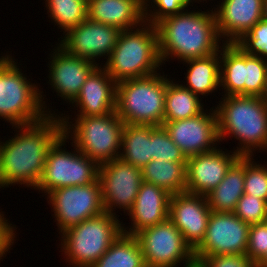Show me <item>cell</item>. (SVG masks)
<instances>
[{"label":"cell","instance_id":"1","mask_svg":"<svg viewBox=\"0 0 267 267\" xmlns=\"http://www.w3.org/2000/svg\"><path fill=\"white\" fill-rule=\"evenodd\" d=\"M14 135L0 137V185L2 189L17 186L35 190L45 166L50 147L63 134L58 115H47L41 121L12 126ZM7 139V140H5ZM23 185V186H22Z\"/></svg>","mask_w":267,"mask_h":267},{"label":"cell","instance_id":"2","mask_svg":"<svg viewBox=\"0 0 267 267\" xmlns=\"http://www.w3.org/2000/svg\"><path fill=\"white\" fill-rule=\"evenodd\" d=\"M204 7L199 5L187 8L155 25L163 67L168 62L170 64L177 60L181 64L185 60L206 57L220 51L224 42L218 33L214 8H210V5L208 9Z\"/></svg>","mask_w":267,"mask_h":267},{"label":"cell","instance_id":"3","mask_svg":"<svg viewBox=\"0 0 267 267\" xmlns=\"http://www.w3.org/2000/svg\"><path fill=\"white\" fill-rule=\"evenodd\" d=\"M5 52L0 54V119L4 125L5 122L9 123H6L7 128L27 125L41 121L47 115H58L60 111L56 106L48 103L45 87L41 88L36 80L33 83L32 76L30 79L27 73L24 74L26 67L22 66L23 61L15 59L17 55L12 54V49Z\"/></svg>","mask_w":267,"mask_h":267},{"label":"cell","instance_id":"4","mask_svg":"<svg viewBox=\"0 0 267 267\" xmlns=\"http://www.w3.org/2000/svg\"><path fill=\"white\" fill-rule=\"evenodd\" d=\"M218 100L217 102L216 99L214 109L220 142L225 144V141L234 139L236 147L232 150L240 156H257L258 153L260 156L265 153L266 156L267 104L263 99L230 95L221 96Z\"/></svg>","mask_w":267,"mask_h":267},{"label":"cell","instance_id":"5","mask_svg":"<svg viewBox=\"0 0 267 267\" xmlns=\"http://www.w3.org/2000/svg\"><path fill=\"white\" fill-rule=\"evenodd\" d=\"M102 66L116 83L161 71L163 64L156 26L144 22L139 27L121 31L115 47Z\"/></svg>","mask_w":267,"mask_h":267},{"label":"cell","instance_id":"6","mask_svg":"<svg viewBox=\"0 0 267 267\" xmlns=\"http://www.w3.org/2000/svg\"><path fill=\"white\" fill-rule=\"evenodd\" d=\"M122 233V219L104 212L65 230L57 249L67 267H91Z\"/></svg>","mask_w":267,"mask_h":267},{"label":"cell","instance_id":"7","mask_svg":"<svg viewBox=\"0 0 267 267\" xmlns=\"http://www.w3.org/2000/svg\"><path fill=\"white\" fill-rule=\"evenodd\" d=\"M164 72L117 82L116 113L124 124L163 126L168 84Z\"/></svg>","mask_w":267,"mask_h":267},{"label":"cell","instance_id":"8","mask_svg":"<svg viewBox=\"0 0 267 267\" xmlns=\"http://www.w3.org/2000/svg\"><path fill=\"white\" fill-rule=\"evenodd\" d=\"M63 134L99 165L119 158L124 122L116 111L107 115L59 117Z\"/></svg>","mask_w":267,"mask_h":267},{"label":"cell","instance_id":"9","mask_svg":"<svg viewBox=\"0 0 267 267\" xmlns=\"http://www.w3.org/2000/svg\"><path fill=\"white\" fill-rule=\"evenodd\" d=\"M70 145L71 150L67 149ZM99 178V164L80 152L62 134L50 147L42 177L35 192L44 198L52 190L68 186H86Z\"/></svg>","mask_w":267,"mask_h":267},{"label":"cell","instance_id":"10","mask_svg":"<svg viewBox=\"0 0 267 267\" xmlns=\"http://www.w3.org/2000/svg\"><path fill=\"white\" fill-rule=\"evenodd\" d=\"M267 81V59L245 53L235 43L220 48V96L262 97Z\"/></svg>","mask_w":267,"mask_h":267},{"label":"cell","instance_id":"11","mask_svg":"<svg viewBox=\"0 0 267 267\" xmlns=\"http://www.w3.org/2000/svg\"><path fill=\"white\" fill-rule=\"evenodd\" d=\"M44 199L51 208L56 236L86 219L105 212L99 179L86 186L61 187L49 192Z\"/></svg>","mask_w":267,"mask_h":267},{"label":"cell","instance_id":"12","mask_svg":"<svg viewBox=\"0 0 267 267\" xmlns=\"http://www.w3.org/2000/svg\"><path fill=\"white\" fill-rule=\"evenodd\" d=\"M146 267H196L193 249L168 218L135 235Z\"/></svg>","mask_w":267,"mask_h":267},{"label":"cell","instance_id":"13","mask_svg":"<svg viewBox=\"0 0 267 267\" xmlns=\"http://www.w3.org/2000/svg\"><path fill=\"white\" fill-rule=\"evenodd\" d=\"M98 179L105 212L124 219L143 183L142 170L117 158L99 165Z\"/></svg>","mask_w":267,"mask_h":267},{"label":"cell","instance_id":"14","mask_svg":"<svg viewBox=\"0 0 267 267\" xmlns=\"http://www.w3.org/2000/svg\"><path fill=\"white\" fill-rule=\"evenodd\" d=\"M250 225L233 212L211 211L206 235L194 250L196 264L205 256L247 252Z\"/></svg>","mask_w":267,"mask_h":267},{"label":"cell","instance_id":"15","mask_svg":"<svg viewBox=\"0 0 267 267\" xmlns=\"http://www.w3.org/2000/svg\"><path fill=\"white\" fill-rule=\"evenodd\" d=\"M120 32L117 27L87 17L78 26L61 35L56 43L70 55L88 59L101 66L109 58Z\"/></svg>","mask_w":267,"mask_h":267},{"label":"cell","instance_id":"16","mask_svg":"<svg viewBox=\"0 0 267 267\" xmlns=\"http://www.w3.org/2000/svg\"><path fill=\"white\" fill-rule=\"evenodd\" d=\"M53 43L47 57L48 73L45 81L52 93H55L57 98L61 97L60 105L65 103L69 106L79 94L87 77L98 65L88 59L70 55L56 41Z\"/></svg>","mask_w":267,"mask_h":267},{"label":"cell","instance_id":"17","mask_svg":"<svg viewBox=\"0 0 267 267\" xmlns=\"http://www.w3.org/2000/svg\"><path fill=\"white\" fill-rule=\"evenodd\" d=\"M210 105L199 115L174 122H163L172 141L186 157L206 153L222 145L218 136L217 115Z\"/></svg>","mask_w":267,"mask_h":267},{"label":"cell","instance_id":"18","mask_svg":"<svg viewBox=\"0 0 267 267\" xmlns=\"http://www.w3.org/2000/svg\"><path fill=\"white\" fill-rule=\"evenodd\" d=\"M216 149L188 157L186 163V192L206 196L223 180L228 169L240 157L232 149Z\"/></svg>","mask_w":267,"mask_h":267},{"label":"cell","instance_id":"19","mask_svg":"<svg viewBox=\"0 0 267 267\" xmlns=\"http://www.w3.org/2000/svg\"><path fill=\"white\" fill-rule=\"evenodd\" d=\"M210 215L206 196L189 192L170 196L169 219L193 251L204 240Z\"/></svg>","mask_w":267,"mask_h":267},{"label":"cell","instance_id":"20","mask_svg":"<svg viewBox=\"0 0 267 267\" xmlns=\"http://www.w3.org/2000/svg\"><path fill=\"white\" fill-rule=\"evenodd\" d=\"M116 85L105 68L98 65L87 77L77 97L69 104L72 108L67 107L69 111H61L58 117H70L73 114V116H96L115 112Z\"/></svg>","mask_w":267,"mask_h":267},{"label":"cell","instance_id":"21","mask_svg":"<svg viewBox=\"0 0 267 267\" xmlns=\"http://www.w3.org/2000/svg\"><path fill=\"white\" fill-rule=\"evenodd\" d=\"M216 3L212 6L224 43L237 42L263 18V0H219Z\"/></svg>","mask_w":267,"mask_h":267},{"label":"cell","instance_id":"22","mask_svg":"<svg viewBox=\"0 0 267 267\" xmlns=\"http://www.w3.org/2000/svg\"><path fill=\"white\" fill-rule=\"evenodd\" d=\"M170 196L165 189L143 182L132 209L127 213L129 223L122 220V232L135 236L140 231L167 220Z\"/></svg>","mask_w":267,"mask_h":267},{"label":"cell","instance_id":"23","mask_svg":"<svg viewBox=\"0 0 267 267\" xmlns=\"http://www.w3.org/2000/svg\"><path fill=\"white\" fill-rule=\"evenodd\" d=\"M88 17L121 31L139 27L145 22L141 0H89Z\"/></svg>","mask_w":267,"mask_h":267},{"label":"cell","instance_id":"24","mask_svg":"<svg viewBox=\"0 0 267 267\" xmlns=\"http://www.w3.org/2000/svg\"><path fill=\"white\" fill-rule=\"evenodd\" d=\"M181 63L183 64L182 67H186V72L183 73L185 80L178 78V82L202 100L208 96L210 98L215 96L219 99L221 92L220 51L206 57L188 59ZM216 92L219 94L218 97L216 96Z\"/></svg>","mask_w":267,"mask_h":267},{"label":"cell","instance_id":"25","mask_svg":"<svg viewBox=\"0 0 267 267\" xmlns=\"http://www.w3.org/2000/svg\"><path fill=\"white\" fill-rule=\"evenodd\" d=\"M244 194V156H240L228 169L223 180L206 195L211 211L234 212Z\"/></svg>","mask_w":267,"mask_h":267},{"label":"cell","instance_id":"26","mask_svg":"<svg viewBox=\"0 0 267 267\" xmlns=\"http://www.w3.org/2000/svg\"><path fill=\"white\" fill-rule=\"evenodd\" d=\"M168 75L165 95L164 122H174L194 117L202 113L209 105L191 90ZM205 103V104H204Z\"/></svg>","mask_w":267,"mask_h":267},{"label":"cell","instance_id":"27","mask_svg":"<svg viewBox=\"0 0 267 267\" xmlns=\"http://www.w3.org/2000/svg\"><path fill=\"white\" fill-rule=\"evenodd\" d=\"M156 126L125 124L122 131L119 158L142 169L152 160L150 133Z\"/></svg>","mask_w":267,"mask_h":267},{"label":"cell","instance_id":"28","mask_svg":"<svg viewBox=\"0 0 267 267\" xmlns=\"http://www.w3.org/2000/svg\"><path fill=\"white\" fill-rule=\"evenodd\" d=\"M186 163L151 160L141 169L143 182L161 187L171 195L186 192Z\"/></svg>","mask_w":267,"mask_h":267},{"label":"cell","instance_id":"29","mask_svg":"<svg viewBox=\"0 0 267 267\" xmlns=\"http://www.w3.org/2000/svg\"><path fill=\"white\" fill-rule=\"evenodd\" d=\"M91 267H146L135 236L121 233Z\"/></svg>","mask_w":267,"mask_h":267},{"label":"cell","instance_id":"30","mask_svg":"<svg viewBox=\"0 0 267 267\" xmlns=\"http://www.w3.org/2000/svg\"><path fill=\"white\" fill-rule=\"evenodd\" d=\"M45 1V2H44ZM49 23L65 34L88 17V3L83 0H43Z\"/></svg>","mask_w":267,"mask_h":267},{"label":"cell","instance_id":"31","mask_svg":"<svg viewBox=\"0 0 267 267\" xmlns=\"http://www.w3.org/2000/svg\"><path fill=\"white\" fill-rule=\"evenodd\" d=\"M256 158L244 156V193L267 202V161L262 164Z\"/></svg>","mask_w":267,"mask_h":267},{"label":"cell","instance_id":"32","mask_svg":"<svg viewBox=\"0 0 267 267\" xmlns=\"http://www.w3.org/2000/svg\"><path fill=\"white\" fill-rule=\"evenodd\" d=\"M194 0H142L145 22L156 25L162 19L197 6Z\"/></svg>","mask_w":267,"mask_h":267},{"label":"cell","instance_id":"33","mask_svg":"<svg viewBox=\"0 0 267 267\" xmlns=\"http://www.w3.org/2000/svg\"><path fill=\"white\" fill-rule=\"evenodd\" d=\"M150 140L152 141V160L187 162L188 158L172 141L164 126H156L150 133Z\"/></svg>","mask_w":267,"mask_h":267},{"label":"cell","instance_id":"34","mask_svg":"<svg viewBox=\"0 0 267 267\" xmlns=\"http://www.w3.org/2000/svg\"><path fill=\"white\" fill-rule=\"evenodd\" d=\"M235 44L249 55L267 59V19L262 18Z\"/></svg>","mask_w":267,"mask_h":267},{"label":"cell","instance_id":"35","mask_svg":"<svg viewBox=\"0 0 267 267\" xmlns=\"http://www.w3.org/2000/svg\"><path fill=\"white\" fill-rule=\"evenodd\" d=\"M233 213L249 225L264 222L267 221V202L257 196L244 193Z\"/></svg>","mask_w":267,"mask_h":267},{"label":"cell","instance_id":"36","mask_svg":"<svg viewBox=\"0 0 267 267\" xmlns=\"http://www.w3.org/2000/svg\"><path fill=\"white\" fill-rule=\"evenodd\" d=\"M267 253V221L251 224L246 255L256 264Z\"/></svg>","mask_w":267,"mask_h":267},{"label":"cell","instance_id":"37","mask_svg":"<svg viewBox=\"0 0 267 267\" xmlns=\"http://www.w3.org/2000/svg\"><path fill=\"white\" fill-rule=\"evenodd\" d=\"M196 267H257L246 254H225L203 257Z\"/></svg>","mask_w":267,"mask_h":267},{"label":"cell","instance_id":"38","mask_svg":"<svg viewBox=\"0 0 267 267\" xmlns=\"http://www.w3.org/2000/svg\"><path fill=\"white\" fill-rule=\"evenodd\" d=\"M5 215V211L0 209V264L8 254L13 253L11 250H14L13 246L16 245V240H19L17 237L20 229L13 222L11 223V219Z\"/></svg>","mask_w":267,"mask_h":267},{"label":"cell","instance_id":"39","mask_svg":"<svg viewBox=\"0 0 267 267\" xmlns=\"http://www.w3.org/2000/svg\"><path fill=\"white\" fill-rule=\"evenodd\" d=\"M257 267H267V253L266 255L257 263Z\"/></svg>","mask_w":267,"mask_h":267},{"label":"cell","instance_id":"40","mask_svg":"<svg viewBox=\"0 0 267 267\" xmlns=\"http://www.w3.org/2000/svg\"><path fill=\"white\" fill-rule=\"evenodd\" d=\"M195 2H196V4H200V5H206V3H207V5H206V8H208L207 6H209L208 4H210L211 6H212V4L211 3H208V2H211V1H214V4H215V1H217V0H194ZM201 2V3H200Z\"/></svg>","mask_w":267,"mask_h":267},{"label":"cell","instance_id":"41","mask_svg":"<svg viewBox=\"0 0 267 267\" xmlns=\"http://www.w3.org/2000/svg\"><path fill=\"white\" fill-rule=\"evenodd\" d=\"M262 10H263V18L267 19V0H263L262 3Z\"/></svg>","mask_w":267,"mask_h":267},{"label":"cell","instance_id":"42","mask_svg":"<svg viewBox=\"0 0 267 267\" xmlns=\"http://www.w3.org/2000/svg\"><path fill=\"white\" fill-rule=\"evenodd\" d=\"M263 99V101L267 104V81H266V87H265V91L261 97Z\"/></svg>","mask_w":267,"mask_h":267}]
</instances>
